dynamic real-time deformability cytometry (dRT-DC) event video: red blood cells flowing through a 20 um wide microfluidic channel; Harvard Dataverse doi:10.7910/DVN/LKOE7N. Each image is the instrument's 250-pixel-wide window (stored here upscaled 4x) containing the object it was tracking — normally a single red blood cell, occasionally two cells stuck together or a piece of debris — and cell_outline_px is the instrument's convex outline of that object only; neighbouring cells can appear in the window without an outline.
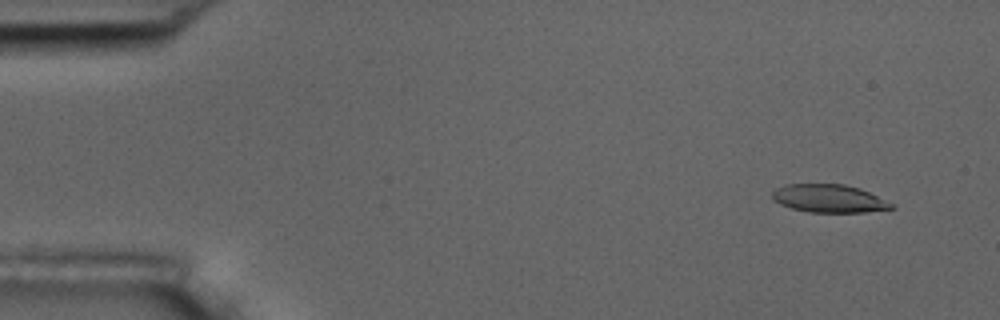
{"species": "common noctule bat (a hibernating species)", "species_latin": "Nyctalus noctula", "temperature_condition": "room temperature", "stored_images_in_passage": 52, "camera_frame_rate_fps": 3000, "um_per_image_px": 0.085, "animal": {"sex": "male", "body_mass_g": 17.5, "forearm_length_mm": 52.3}, "frame": {"image": 1, "passage_image": 2, "time_ms": 0.333, "image_size_px": [1000, 320], "cell_outline_px": [[896, 208], [864, 212], [808, 212], [792, 208], [780, 204], [772, 200], [772, 192], [776, 188], [784, 184], [844, 184], [860, 188], [896, 204]], "centroid_in_image_um": [70.48, 16.87], "position_along_channel_um": 14.5, "area_um2": 19.65}}
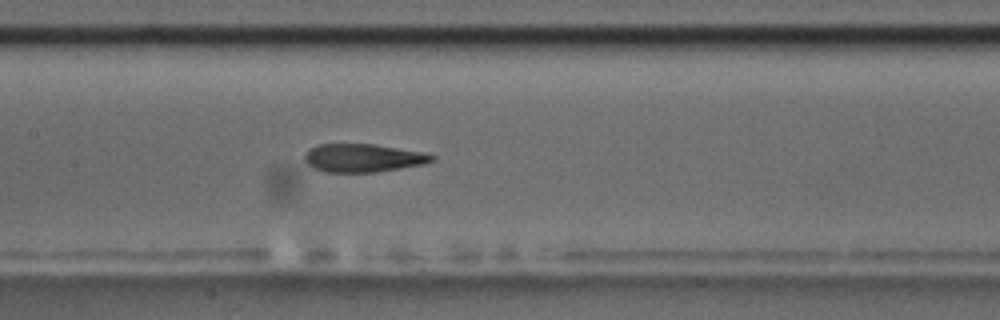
{"frame": {"image": 2, "passage_image": 24, "time_ms": 7.667, "image_size_px": [1000, 320], "cell_outline_px": [[436, 160], [424, 164], [376, 172], [324, 172], [312, 168], [304, 160], [304, 156], [308, 148], [316, 144], [376, 144], [424, 152], [436, 156]], "centroid_in_image_um": [30.85, 13.42], "position_along_channel_um": 176.6, "area_um2": 21.21}}
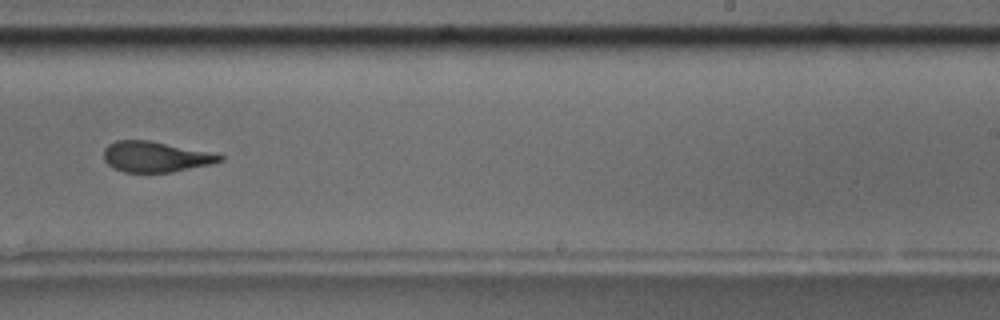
{"frame": {"image": 3, "passage_image": 32, "time_ms": 10.333, "image_size_px": [1000, 320], "cell_outline_px": [[224, 160], [212, 164], [172, 172], [124, 172], [108, 164], [104, 160], [104, 148], [108, 144], [116, 140], [148, 140], [224, 156]], "centroid_in_image_um": [13.17, 13.33], "position_along_channel_um": 275.8, "area_um2": 20.29}, "authors_computed_cell_mechanics": {"area_um2": 21.5016, "velocity_mm_per_s": 3.7308, "shape_relaxation_time_tau1_ms": 5.1317, "shape_relaxation_time_tau2_ms": 1.0767, "deformation_change_tau1": 0.2068, "deformation_change_tau2": 0.0901}}